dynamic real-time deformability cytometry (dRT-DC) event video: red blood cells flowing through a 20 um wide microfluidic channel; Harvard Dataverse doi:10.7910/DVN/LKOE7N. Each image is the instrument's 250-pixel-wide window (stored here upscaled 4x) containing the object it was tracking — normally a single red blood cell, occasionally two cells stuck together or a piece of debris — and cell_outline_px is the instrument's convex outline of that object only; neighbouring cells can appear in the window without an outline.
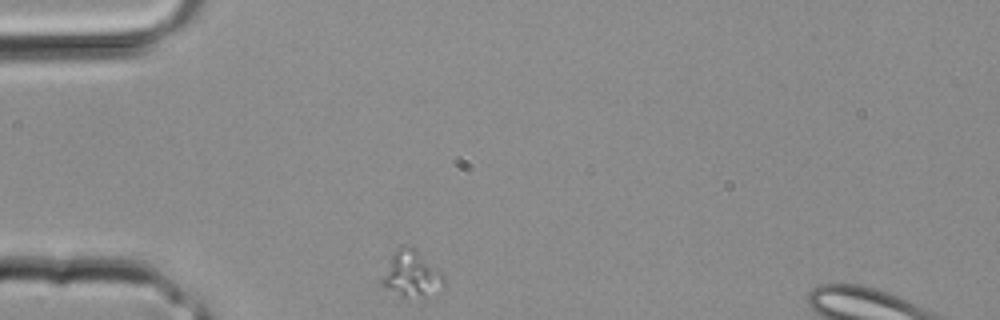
{"species": "common noctule bat (a hibernating species)", "species_latin": "Nyctalus noctula", "temperature_condition": "room temperature", "stored_images_in_passage": 20, "camera_frame_rate_fps": 3000, "um_per_image_px": 0.085, "animal": {"sex": "male", "body_mass_g": 20.4}, "frame": {"image": 1, "passage_image": 1, "time_ms": 0.0, "image_size_px": [1000, 320], "cell_outline_px": [[444, 288], [424, 296], [400, 296], [384, 288], [380, 284], [380, 280], [392, 256], [400, 248], [416, 248], [444, 276]], "centroid_in_image_um": [34.98, 23.34], "position_along_channel_um": 50.0, "area_um2": 16.07}}